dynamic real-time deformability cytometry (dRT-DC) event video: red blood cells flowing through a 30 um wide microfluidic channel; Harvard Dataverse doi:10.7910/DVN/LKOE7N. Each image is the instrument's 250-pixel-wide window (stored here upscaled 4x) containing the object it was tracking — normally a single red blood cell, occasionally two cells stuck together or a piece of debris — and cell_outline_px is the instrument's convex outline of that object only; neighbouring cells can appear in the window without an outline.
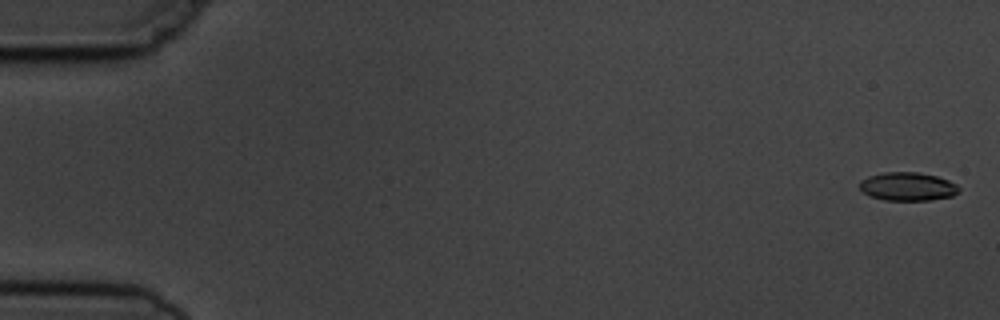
{"species": "common noctule bat (a hibernating species)", "species_latin": "Nyctalus noctula", "temperature_condition": "cold", "stored_images_in_passage": 4, "camera_frame_rate_fps": 3000, "um_per_image_px": 0.085, "animal": {"sex": "male", "body_mass_g": 19.5, "forearm_length_mm": 54.6}, "frame": {"image": 1, "passage_image": 1, "time_ms": 0.0, "image_size_px": [1000, 320], "cell_outline_px": [[960, 192], [952, 196], [928, 200], [884, 200], [868, 196], [860, 188], [860, 180], [868, 176], [884, 172], [916, 172], [936, 176], [948, 180], [956, 184], [960, 188]], "centroid_in_image_um": [77.15, 15.85], "position_along_channel_um": 7.9, "area_um2": 16.47}}